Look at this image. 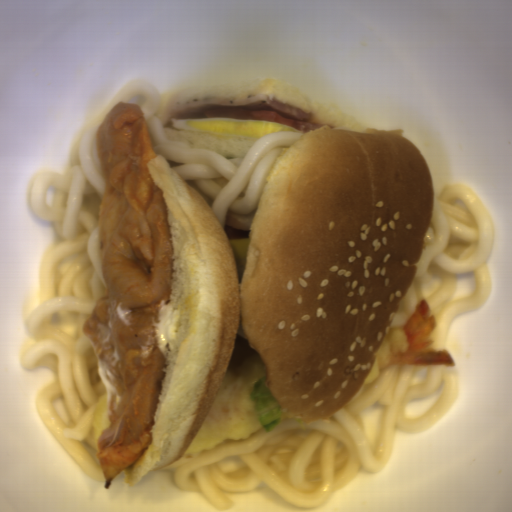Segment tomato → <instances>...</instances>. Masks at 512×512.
Masks as SVG:
<instances>
[{
    "label": "tomato",
    "instance_id": "512abeb7",
    "mask_svg": "<svg viewBox=\"0 0 512 512\" xmlns=\"http://www.w3.org/2000/svg\"><path fill=\"white\" fill-rule=\"evenodd\" d=\"M207 119H245L256 121H268L277 124L296 127L303 133H312L321 130V126L309 122L293 121L276 111H265L244 108H213L206 110Z\"/></svg>",
    "mask_w": 512,
    "mask_h": 512
}]
</instances>
